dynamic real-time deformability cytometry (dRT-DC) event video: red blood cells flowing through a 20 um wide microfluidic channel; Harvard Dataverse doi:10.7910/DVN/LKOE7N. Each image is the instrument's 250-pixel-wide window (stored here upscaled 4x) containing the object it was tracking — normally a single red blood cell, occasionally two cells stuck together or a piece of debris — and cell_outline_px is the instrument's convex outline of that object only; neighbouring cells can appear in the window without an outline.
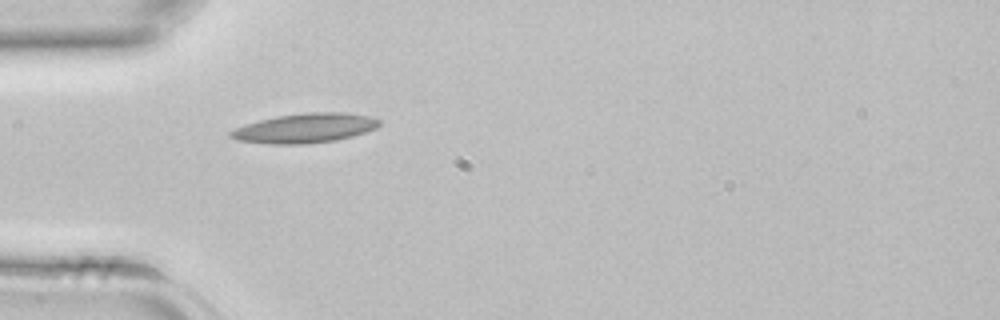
{"species": "common noctule bat (a hibernating species)", "species_latin": "Nyctalus noctula", "temperature_condition": "room temperature", "stored_images_in_passage": 11, "camera_frame_rate_fps": 3000, "um_per_image_px": 0.085, "animal": {"sex": "female", "body_mass_g": 22.7, "forearm_length_mm": 54.2}, "frame": {"image": 1, "passage_image": 1, "time_ms": 0.0, "image_size_px": [1000, 320], "cell_outline_px": [[380, 124], [376, 128], [352, 136], [336, 140], [304, 144], [272, 144], [236, 140], [228, 136], [228, 132], [244, 124], [276, 116], [304, 112], [344, 112], [372, 116], [380, 120]], "centroid_in_image_um": [25.91, 10.88], "position_along_channel_um": 59.1, "area_um2": 25.66}}